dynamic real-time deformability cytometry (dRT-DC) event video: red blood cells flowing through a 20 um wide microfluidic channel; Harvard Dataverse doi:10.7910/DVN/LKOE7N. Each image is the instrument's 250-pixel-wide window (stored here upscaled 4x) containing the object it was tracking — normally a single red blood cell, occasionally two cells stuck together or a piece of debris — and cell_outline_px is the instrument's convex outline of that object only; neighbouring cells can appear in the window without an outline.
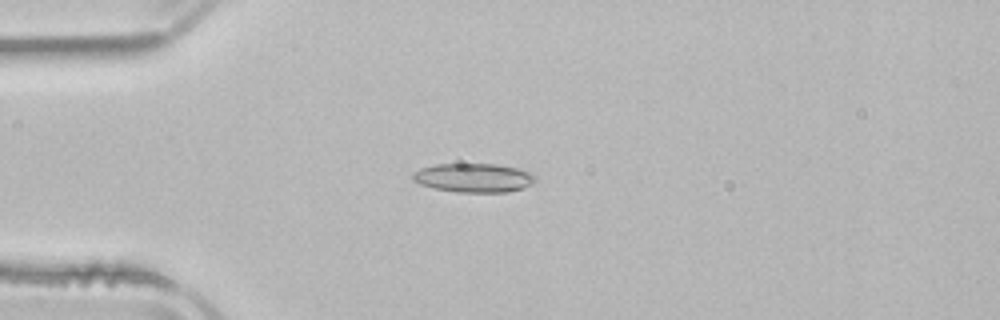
{"species": "common noctule bat (a hibernating species)", "species_latin": "Nyctalus noctula", "temperature_condition": "room temperature", "stored_images_in_passage": 52, "camera_frame_rate_fps": 3000, "um_per_image_px": 0.085, "animal": {"sex": "male", "body_mass_g": 21.5, "forearm_length_mm": 52.0}, "frame": {"image": 1, "passage_image": 13, "time_ms": 4.0, "image_size_px": [1000, 320], "cell_outline_px": [[536, 180], [532, 184], [524, 188], [508, 192], [460, 192], [436, 188], [420, 184], [412, 180], [412, 172], [420, 168], [436, 164], [496, 164], [516, 168], [532, 172], [536, 176]], "centroid_in_image_um": [40.28, 15.11], "position_along_channel_um": 44.7, "area_um2": 20.75}}
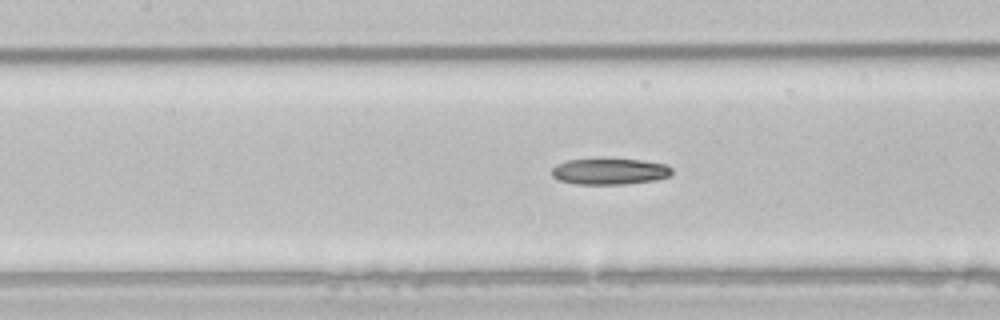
{"frame": {"image": 2, "passage_image": 23, "time_ms": 7.333, "image_size_px": [1000, 320], "cell_outline_px": [[672, 172], [668, 176], [656, 180], [624, 184], [576, 184], [560, 180], [552, 176], [552, 168], [556, 164], [568, 160], [644, 160], [664, 164], [672, 168]], "centroid_in_image_um": [51.82, 14.58], "position_along_channel_um": 155.6, "area_um2": 17.98}}
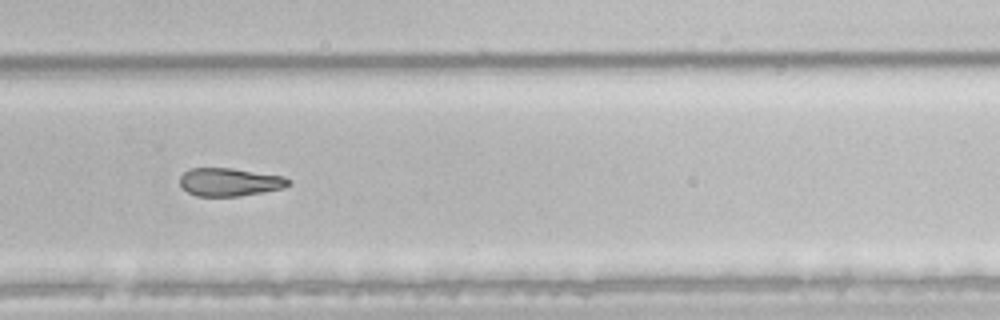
{"frame": {"image": 3, "passage_image": 35, "time_ms": 11.333, "image_size_px": [1000, 320], "cell_outline_px": [[292, 184], [284, 188], [264, 192], [240, 196], [196, 196], [188, 192], [180, 184], [180, 176], [184, 172], [192, 168], [232, 168], [284, 176], [292, 180]], "centroid_in_image_um": [19.57, 15.47], "position_along_channel_um": 310.2, "area_um2": 17.92}}